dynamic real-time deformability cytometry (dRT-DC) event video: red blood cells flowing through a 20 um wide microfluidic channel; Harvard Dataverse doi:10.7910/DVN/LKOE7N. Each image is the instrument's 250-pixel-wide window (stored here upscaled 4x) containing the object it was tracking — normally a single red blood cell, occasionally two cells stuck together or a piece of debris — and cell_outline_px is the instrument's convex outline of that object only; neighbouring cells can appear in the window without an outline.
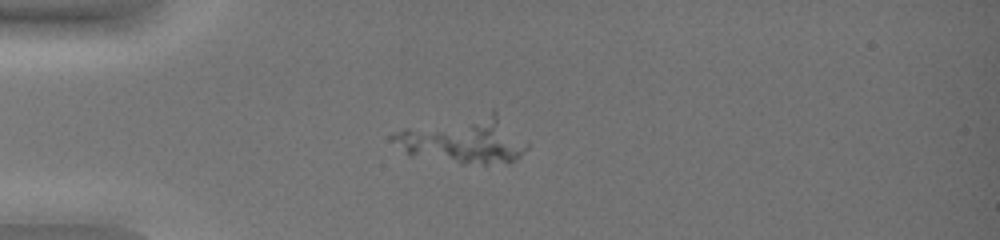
{"species": "common noctule bat (a hibernating species)", "species_latin": "Nyctalus noctula", "temperature_condition": "warm", "stored_images_in_passage": 37, "camera_frame_rate_fps": 3000, "um_per_image_px": 0.085, "animal": {"sex": "female", "body_mass_g": 19.0, "forearm_length_mm": 51.5}, "frame": {"image": 1, "passage_image": 1, "time_ms": 0.0, "image_size_px": [1000, 240], "cell_outline_px": [[528, 148], [516, 160], [508, 164], [460, 164], [408, 156], [388, 136], [392, 132], [404, 128], [492, 108], [528, 140]], "centroid_in_image_um": [39.44, 11.88], "position_along_channel_um": 45.6, "area_um2": 38.38}}
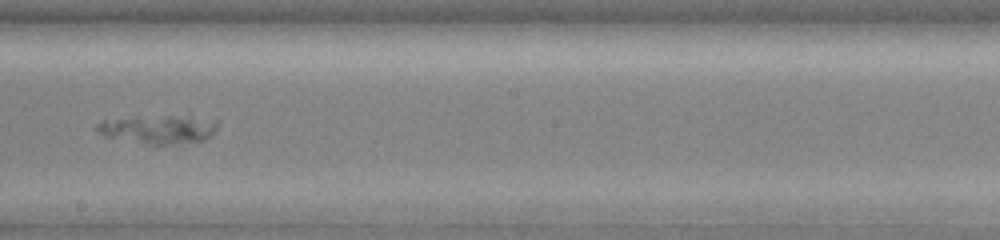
{"frame": {"image": 2, "passage_image": 18, "time_ms": 5.667, "image_size_px": [1000, 240], "cell_outline_px": [[216, 128], [204, 140], [180, 144], [152, 144], [104, 136], [92, 128], [96, 124], [104, 120], [132, 116], [188, 112], [216, 120]], "centroid_in_image_um": [13.5, 10.9], "position_along_channel_um": 234.7, "area_um2": 21.21}}
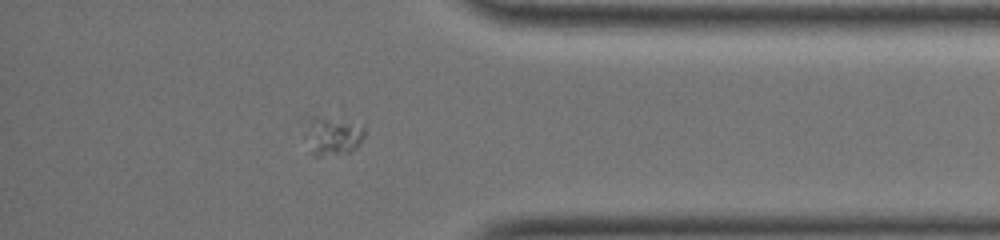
{"frame": {"image": 3, "passage_image": 32, "time_ms": 10.333, "image_size_px": [1000, 240], "cell_outline_px": [[364, 136], [360, 144], [348, 152], [320, 156], [312, 156], [312, 116], [316, 116], [364, 128]], "centroid_in_image_um": [28.4, 11.63], "position_along_channel_um": 406.8, "area_um2": 11.39}}